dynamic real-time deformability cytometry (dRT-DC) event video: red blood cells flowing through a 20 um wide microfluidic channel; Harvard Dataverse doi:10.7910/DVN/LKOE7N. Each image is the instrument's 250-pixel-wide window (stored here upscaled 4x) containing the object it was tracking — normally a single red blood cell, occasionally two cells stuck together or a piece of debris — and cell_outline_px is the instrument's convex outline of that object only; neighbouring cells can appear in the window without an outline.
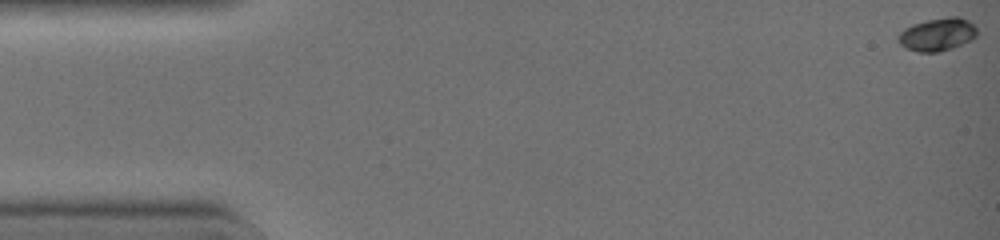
{"species": "common noctule bat (a hibernating species)", "species_latin": "Nyctalus noctula", "temperature_condition": "warm", "stored_images_in_passage": 44, "camera_frame_rate_fps": 3000, "um_per_image_px": 0.085, "animal": {"sex": "female", "body_mass_g": 19.0, "forearm_length_mm": 51.5}, "frame": {"image": 1, "passage_image": 1, "time_ms": 0.0, "image_size_px": [1000, 240], "cell_outline_px": [[976, 36], [972, 40], [952, 48], [940, 52], [920, 52], [908, 48], [900, 44], [896, 40], [896, 36], [904, 28], [912, 24], [928, 20], [948, 16], [960, 16], [968, 20], [976, 28]], "centroid_in_image_um": [79.66, 2.92], "position_along_channel_um": 5.3, "area_um2": 15.2}}
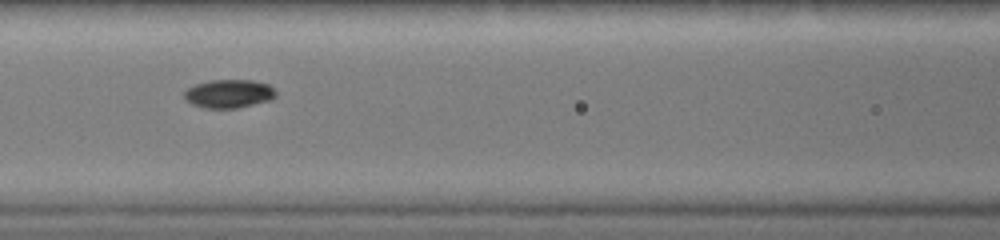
{"frame": {"image": 2, "passage_image": 20, "time_ms": 6.333, "image_size_px": [1000, 240], "cell_outline_px": [[276, 96], [268, 100], [236, 108], [208, 108], [192, 104], [184, 96], [184, 92], [188, 88], [196, 84], [212, 80], [252, 80], [268, 84], [276, 92]], "centroid_in_image_um": [19.45, 7.95], "position_along_channel_um": 147.1, "area_um2": 14.85}}
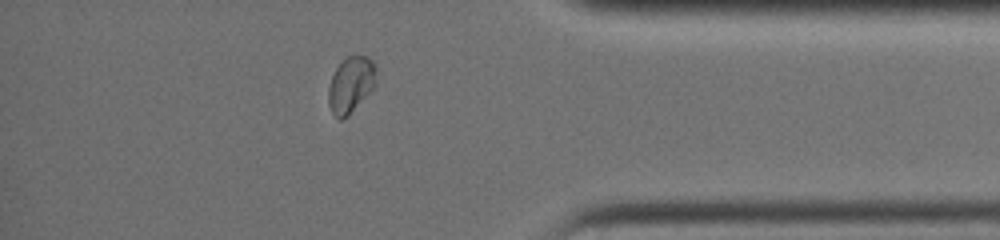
{"frame": {"image": 3, "passage_image": 38, "time_ms": 12.333, "image_size_px": [1000, 240], "cell_outline_px": [[376, 84], [348, 116], [340, 120], [332, 112], [328, 104], [328, 88], [332, 76], [336, 68], [348, 56], [368, 56], [376, 64]], "centroid_in_image_um": [29.83, 7.19], "position_along_channel_um": 405.4, "area_um2": 15.49}, "authors_computed_cell_mechanics": {"area_um2": 14.7968, "velocity_mm_per_s": 4.5021, "shape_relaxation_time_tau1_ms": 2.9004, "shape_relaxation_time_tau2_ms": null, "deformation_change_tau1": 0.1383, "deformation_change_tau2": null}}